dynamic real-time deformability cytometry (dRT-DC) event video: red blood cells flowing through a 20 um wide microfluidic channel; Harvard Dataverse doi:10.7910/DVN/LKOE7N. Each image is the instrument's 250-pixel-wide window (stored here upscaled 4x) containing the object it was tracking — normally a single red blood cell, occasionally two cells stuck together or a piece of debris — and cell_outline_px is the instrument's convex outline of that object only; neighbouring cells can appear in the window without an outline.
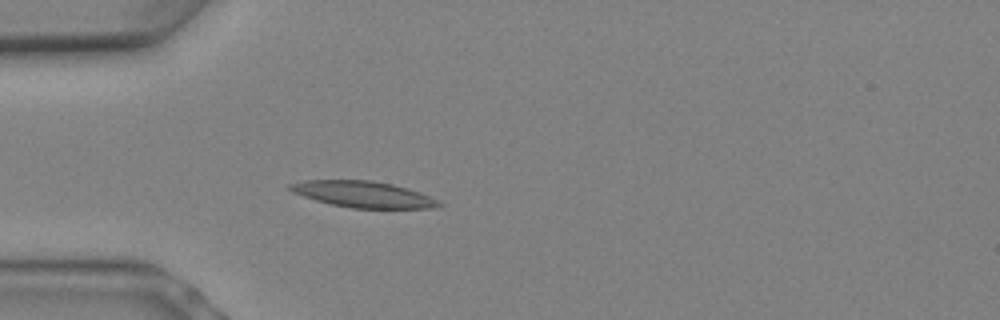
{"species": "Egyptian fruit bat (a non-hibernating species)", "species_latin": "Rousettus aegyptiacus", "temperature_condition": "warm", "stored_images_in_passage": 9, "camera_frame_rate_fps": 3000, "um_per_image_px": 0.085, "animal": {"sex": "female"}, "frame": {"image": 1, "passage_image": 6, "time_ms": 1.667, "image_size_px": [1000, 320], "cell_outline_px": [[444, 204], [432, 208], [352, 208], [332, 204], [316, 200], [292, 192], [288, 188], [288, 184], [304, 180], [372, 180], [392, 184], [408, 188], [420, 192], [440, 200]], "centroid_in_image_um": [30.9, 16.51], "position_along_channel_um": 54.1, "area_um2": 22.77}}
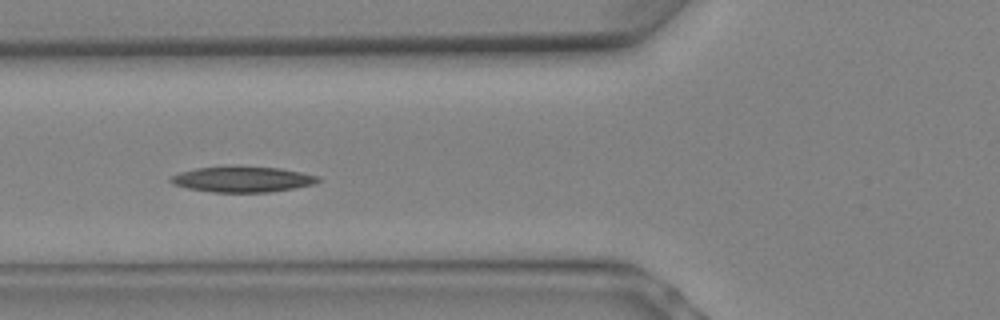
{"frame": {"image": 2, "passage_image": 8, "time_ms": 2.333, "image_size_px": [1000, 320], "cell_outline_px": [[320, 180], [312, 184], [292, 188], [268, 192], [212, 192], [188, 188], [172, 184], [168, 180], [172, 176], [180, 172], [196, 168], [240, 164], [280, 168], [320, 176]], "centroid_in_image_um": [20.57, 15.2], "position_along_channel_um": 105.2, "area_um2": 22.43}}